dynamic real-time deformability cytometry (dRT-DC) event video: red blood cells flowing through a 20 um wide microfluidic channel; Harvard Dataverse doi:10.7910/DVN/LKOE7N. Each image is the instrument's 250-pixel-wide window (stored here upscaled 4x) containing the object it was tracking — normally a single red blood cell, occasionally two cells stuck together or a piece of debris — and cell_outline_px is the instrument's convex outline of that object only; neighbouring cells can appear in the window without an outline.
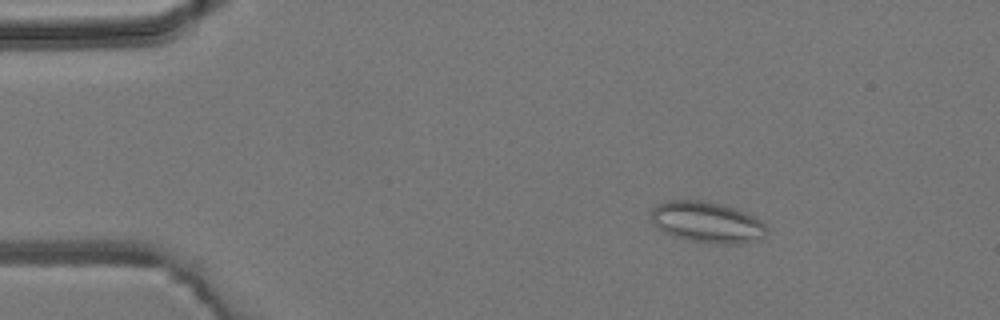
{"species": "common noctule bat (a hibernating species)", "species_latin": "Nyctalus noctula", "temperature_condition": "room temperature", "stored_images_in_passage": 5, "camera_frame_rate_fps": 3000, "um_per_image_px": 0.085, "animal": {"sex": "male", "body_mass_g": 19.2, "forearm_length_mm": 51.8}, "frame": {"image": 1, "passage_image": 2, "time_ms": 1.0, "image_size_px": [1000, 320], "cell_outline_px": [[768, 232], [764, 236], [752, 240], [736, 244], [712, 244], [688, 240], [672, 236], [664, 232], [652, 220], [652, 208], [656, 204], [668, 200], [700, 200], [720, 204], [756, 216], [768, 228]], "centroid_in_image_um": [60.1, 18.89], "position_along_channel_um": 24.9, "area_um2": 27.51}}